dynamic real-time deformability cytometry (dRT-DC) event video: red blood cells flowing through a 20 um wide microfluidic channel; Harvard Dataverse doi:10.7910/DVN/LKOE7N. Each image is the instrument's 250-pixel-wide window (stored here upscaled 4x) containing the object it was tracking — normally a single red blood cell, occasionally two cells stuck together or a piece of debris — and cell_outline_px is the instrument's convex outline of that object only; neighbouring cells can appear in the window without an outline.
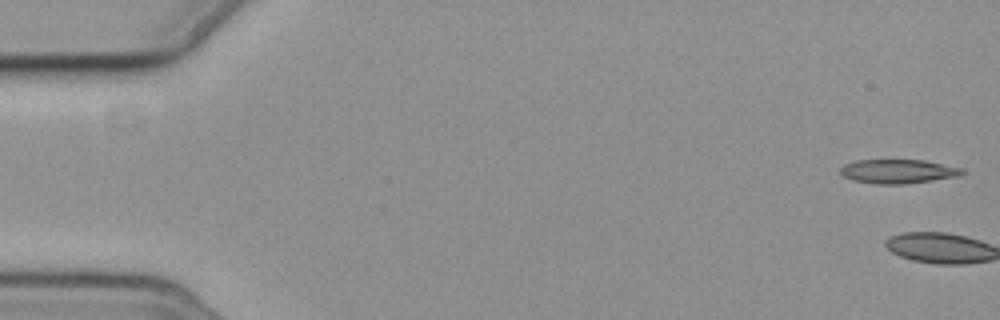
{"species": "common noctule bat (a hibernating species)", "species_latin": "Nyctalus noctula", "temperature_condition": "cold", "stored_images_in_passage": 7, "camera_frame_rate_fps": 3000, "um_per_image_px": 0.085, "animal": {"sex": "female", "body_mass_g": 19.3, "forearm_length_mm": 54.1}, "frame": {"image": 1, "passage_image": 1, "time_ms": 0.0, "image_size_px": [1000, 320], "cell_outline_px": [[964, 172], [960, 176], [904, 184], [876, 184], [852, 180], [844, 176], [840, 172], [840, 168], [844, 164], [856, 160], [924, 160], [964, 168]], "centroid_in_image_um": [76.34, 14.56], "position_along_channel_um": 8.7, "area_um2": 17.11}}